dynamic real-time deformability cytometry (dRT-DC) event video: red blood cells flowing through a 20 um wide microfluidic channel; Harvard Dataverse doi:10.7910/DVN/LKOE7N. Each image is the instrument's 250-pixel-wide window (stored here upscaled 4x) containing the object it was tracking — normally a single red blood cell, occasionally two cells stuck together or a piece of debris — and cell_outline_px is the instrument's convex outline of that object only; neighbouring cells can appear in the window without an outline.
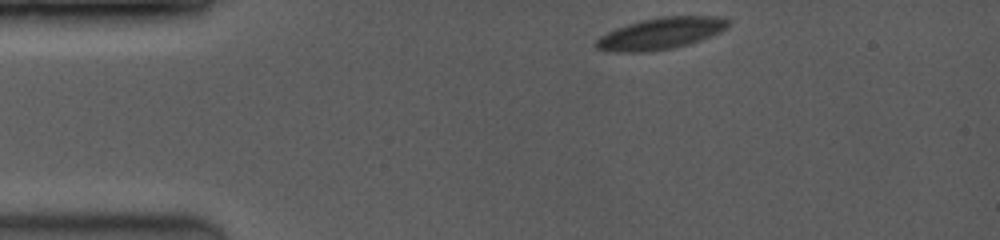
{"species": "common noctule bat (a hibernating species)", "species_latin": "Nyctalus noctula", "temperature_condition": "room temperature", "stored_images_in_passage": 53, "camera_frame_rate_fps": 3500, "um_per_image_px": 0.085, "animal": {"sex": "female", "body_mass_g": 19.0, "forearm_length_mm": 53.3}, "frame": {"image": 1, "passage_image": 1, "time_ms": 0.0, "image_size_px": [1000, 240], "cell_outline_px": [[732, 24], [728, 28], [720, 32], [700, 40], [688, 44], [672, 48], [648, 52], [604, 52], [596, 48], [596, 40], [600, 36], [616, 28], [640, 20], [664, 16], [716, 16], [728, 20]], "centroid_in_image_um": [56.16, 2.85], "position_along_channel_um": 28.8, "area_um2": 24.45}}
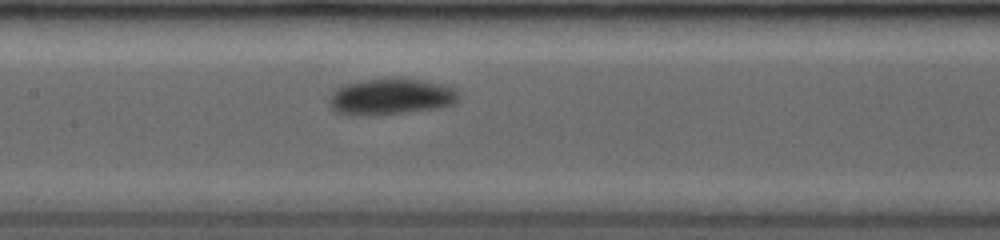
{"frame": {"image": 2, "passage_image": 28, "time_ms": 5.143, "image_size_px": [1000, 240], "cell_outline_px": [[460, 96], [452, 104], [440, 108], [404, 112], [352, 116], [348, 116], [332, 112], [328, 100], [328, 96], [336, 88], [344, 84], [356, 80], [388, 76], [420, 80], [440, 84], [452, 88]], "centroid_in_image_um": [33.09, 8.19], "position_along_channel_um": 174.3, "area_um2": 27.92}}
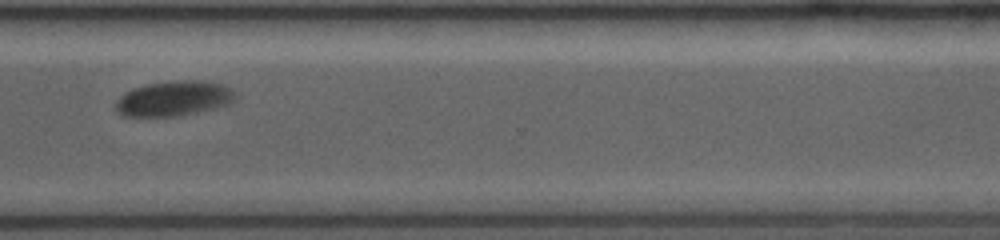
{"frame": {"image": 3, "passage_image": 52, "time_ms": 9.714, "image_size_px": [1000, 240], "cell_outline_px": [[236, 96], [228, 104], [216, 108], [180, 116], [120, 116], [116, 108], [116, 100], [124, 92], [132, 88], [148, 84], [176, 80], [204, 80], [224, 84], [236, 92]], "centroid_in_image_um": [14.78, 8.36], "position_along_channel_um": 355.8, "area_um2": 24.68}}